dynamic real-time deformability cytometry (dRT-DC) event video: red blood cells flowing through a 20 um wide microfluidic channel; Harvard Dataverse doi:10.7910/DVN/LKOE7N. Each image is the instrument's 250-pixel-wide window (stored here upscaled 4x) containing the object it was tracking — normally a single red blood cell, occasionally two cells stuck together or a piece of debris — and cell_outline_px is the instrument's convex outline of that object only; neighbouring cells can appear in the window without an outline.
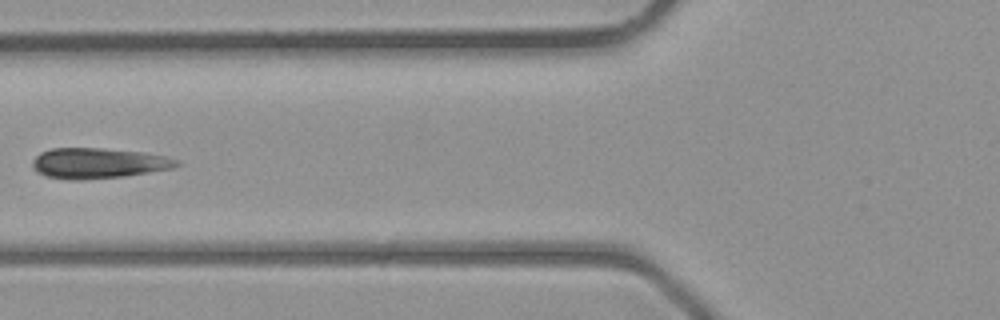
{"species": "common noctule bat (a hibernating species)", "species_latin": "Nyctalus noctula", "temperature_condition": "room temperature", "stored_images_in_passage": 4, "camera_frame_rate_fps": 3000, "um_per_image_px": 0.085, "animal": {"sex": "male", "body_mass_g": 23.1, "forearm_length_mm": 52.7}, "frame": {"image": 1, "passage_image": 4, "time_ms": 3.333, "image_size_px": [1000, 320], "cell_outline_px": [[180, 164], [172, 168], [124, 176], [84, 180], [72, 180], [48, 176], [36, 172], [32, 168], [32, 160], [40, 152], [52, 148], [104, 148], [144, 152], [164, 156], [180, 160]], "centroid_in_image_um": [8.33, 13.86], "position_along_channel_um": 117.5, "area_um2": 25.66}}